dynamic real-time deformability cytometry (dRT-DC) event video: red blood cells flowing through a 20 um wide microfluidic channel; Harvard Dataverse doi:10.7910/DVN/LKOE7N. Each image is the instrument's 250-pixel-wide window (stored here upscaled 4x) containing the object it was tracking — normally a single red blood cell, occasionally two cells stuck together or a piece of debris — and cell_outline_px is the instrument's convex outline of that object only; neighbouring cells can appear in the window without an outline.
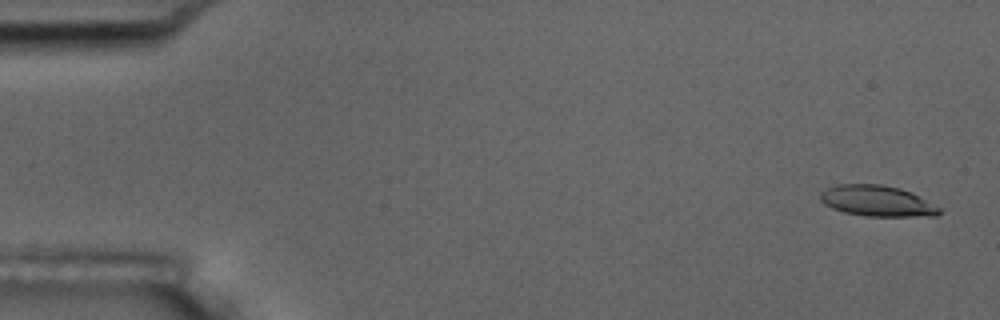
{"species": "common noctule bat (a hibernating species)", "species_latin": "Nyctalus noctula", "temperature_condition": "room temperature", "stored_images_in_passage": 6, "camera_frame_rate_fps": 3000, "um_per_image_px": 0.085, "animal": {"sex": "male", "body_mass_g": 17.5, "forearm_length_mm": 52.3}, "frame": {"image": 1, "passage_image": 1, "time_ms": 0.0, "image_size_px": [1000, 320], "cell_outline_px": [[940, 212], [936, 216], [864, 216], [844, 212], [832, 208], [824, 204], [820, 200], [820, 192], [836, 184], [880, 184], [900, 188], [912, 192], [940, 208]], "centroid_in_image_um": [74.53, 17.08], "position_along_channel_um": 10.5, "area_um2": 21.39}}
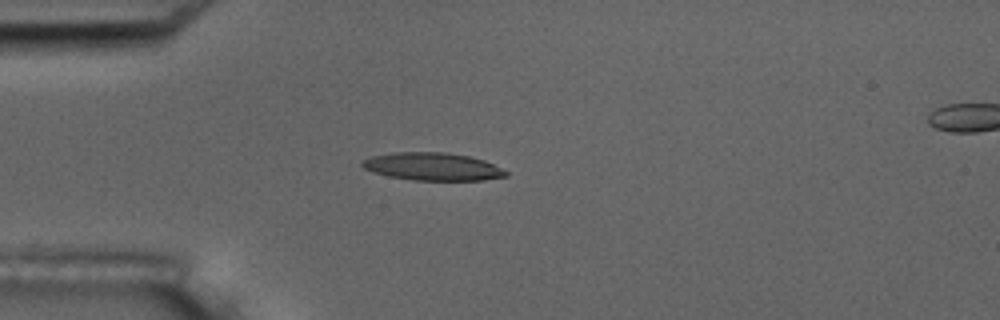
{"frame": {"image": 2, "passage_image": 5, "time_ms": 4.333, "image_size_px": [1000, 320], "cell_outline_px": [[508, 176], [484, 180], [412, 180], [388, 176], [372, 172], [364, 168], [360, 164], [360, 160], [372, 156], [392, 152], [448, 152], [468, 156], [484, 160], [508, 172]], "centroid_in_image_um": [36.73, 14.15], "position_along_channel_um": 48.3, "area_um2": 23.35}}